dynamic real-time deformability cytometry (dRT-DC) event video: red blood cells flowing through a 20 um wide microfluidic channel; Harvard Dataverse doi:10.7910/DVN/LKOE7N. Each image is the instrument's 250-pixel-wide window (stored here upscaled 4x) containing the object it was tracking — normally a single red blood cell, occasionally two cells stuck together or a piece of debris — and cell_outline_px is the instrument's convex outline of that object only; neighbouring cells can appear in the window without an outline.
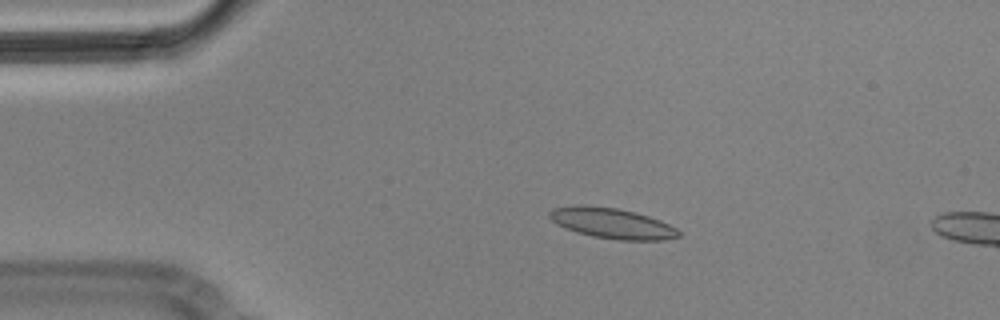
{"species": "Egyptian fruit bat (a non-hibernating species)", "species_latin": "Rousettus aegyptiacus", "temperature_condition": "cold", "stored_images_in_passage": 6, "camera_frame_rate_fps": 3000, "um_per_image_px": 0.085, "animal": {"sex": "male"}, "frame": {"image": 1, "passage_image": 4, "time_ms": 1.0, "image_size_px": [1000, 320], "cell_outline_px": [[680, 236], [664, 240], [616, 240], [592, 236], [576, 232], [556, 224], [548, 216], [548, 212], [552, 208], [580, 204], [584, 204], [616, 208], [636, 212], [660, 220], [676, 228], [680, 232]], "centroid_in_image_um": [51.99, 18.97], "position_along_channel_um": 33.0, "area_um2": 23.12}}